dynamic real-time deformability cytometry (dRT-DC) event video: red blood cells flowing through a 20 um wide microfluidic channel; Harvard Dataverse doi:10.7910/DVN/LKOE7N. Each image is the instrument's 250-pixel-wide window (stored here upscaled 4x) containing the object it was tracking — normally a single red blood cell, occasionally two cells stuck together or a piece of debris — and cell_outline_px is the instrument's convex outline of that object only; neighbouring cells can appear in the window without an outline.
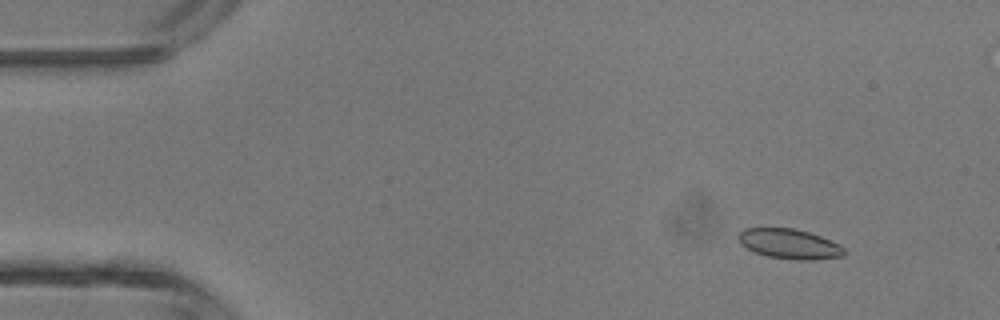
{"species": "common noctule bat (a hibernating species)", "species_latin": "Nyctalus noctula", "temperature_condition": "room temperature", "stored_images_in_passage": 4, "camera_frame_rate_fps": 3000, "um_per_image_px": 0.085, "animal": {"sex": "male", "body_mass_g": 13.3}, "frame": {"image": 1, "passage_image": 2, "time_ms": 0.333, "image_size_px": [1000, 320], "cell_outline_px": [[844, 256], [816, 260], [796, 260], [768, 256], [756, 252], [740, 244], [736, 236], [744, 228], [792, 228], [808, 232], [820, 236], [840, 244], [844, 248]], "centroid_in_image_um": [67.1, 20.73], "position_along_channel_um": 17.9, "area_um2": 18.44}}